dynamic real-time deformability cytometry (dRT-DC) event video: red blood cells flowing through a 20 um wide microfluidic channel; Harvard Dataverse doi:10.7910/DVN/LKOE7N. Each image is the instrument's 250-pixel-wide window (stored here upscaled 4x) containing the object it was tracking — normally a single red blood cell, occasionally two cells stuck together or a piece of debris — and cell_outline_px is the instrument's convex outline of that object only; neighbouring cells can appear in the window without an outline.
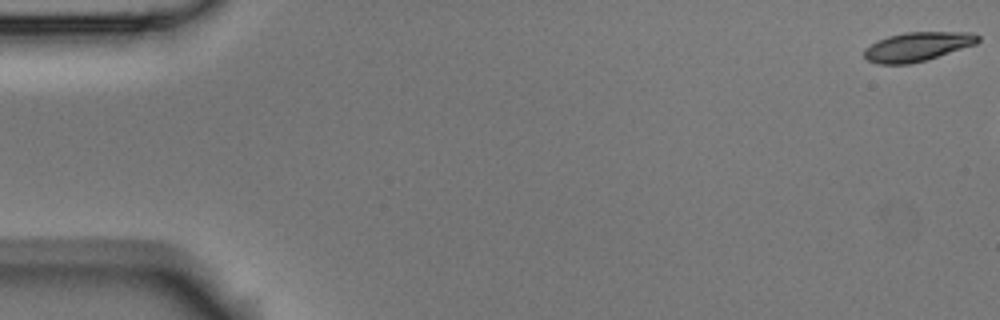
{"species": "Egyptian fruit bat (a non-hibernating species)", "species_latin": "Rousettus aegyptiacus", "temperature_condition": "room temperature", "stored_images_in_passage": 7, "camera_frame_rate_fps": 3000, "um_per_image_px": 0.085, "animal": {"sex": "male"}, "frame": {"image": 1, "passage_image": 1, "time_ms": 0.0, "image_size_px": [1000, 320], "cell_outline_px": [[980, 40], [976, 44], [924, 60], [908, 64], [876, 64], [868, 60], [864, 56], [864, 48], [888, 36], [904, 32], [972, 32], [980, 36]], "centroid_in_image_um": [77.98, 3.95], "position_along_channel_um": 7.0, "area_um2": 19.07}}